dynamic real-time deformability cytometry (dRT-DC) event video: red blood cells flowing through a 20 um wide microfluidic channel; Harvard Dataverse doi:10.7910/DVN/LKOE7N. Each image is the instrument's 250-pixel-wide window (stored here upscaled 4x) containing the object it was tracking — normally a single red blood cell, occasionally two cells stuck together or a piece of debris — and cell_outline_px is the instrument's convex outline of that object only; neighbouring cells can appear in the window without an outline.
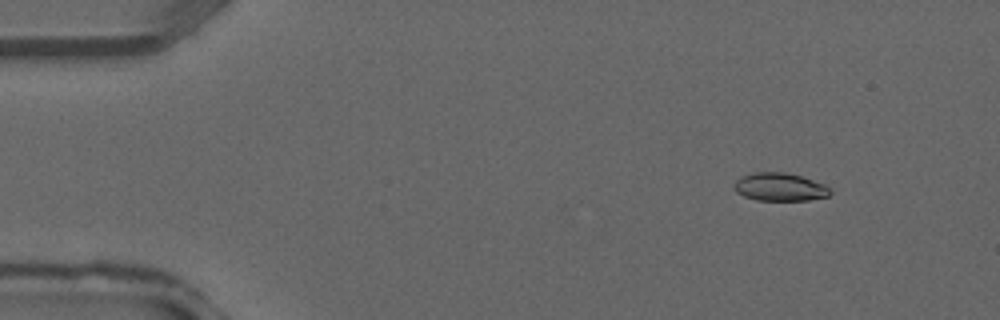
{"species": "common noctule bat (a hibernating species)", "species_latin": "Nyctalus noctula", "temperature_condition": "warm", "stored_images_in_passage": 35, "camera_frame_rate_fps": 3000, "um_per_image_px": 0.085, "animal": {"sex": "male", "forearm_length_mm": 52.5}, "frame": {"image": 1, "passage_image": 2, "time_ms": 0.333, "image_size_px": [1000, 320], "cell_outline_px": [[832, 192], [828, 196], [808, 200], [756, 200], [744, 196], [736, 192], [732, 188], [732, 184], [740, 176], [752, 172], [784, 172], [800, 176], [824, 184], [832, 188]], "centroid_in_image_um": [66.25, 15.89], "position_along_channel_um": 18.8, "area_um2": 15.9}}
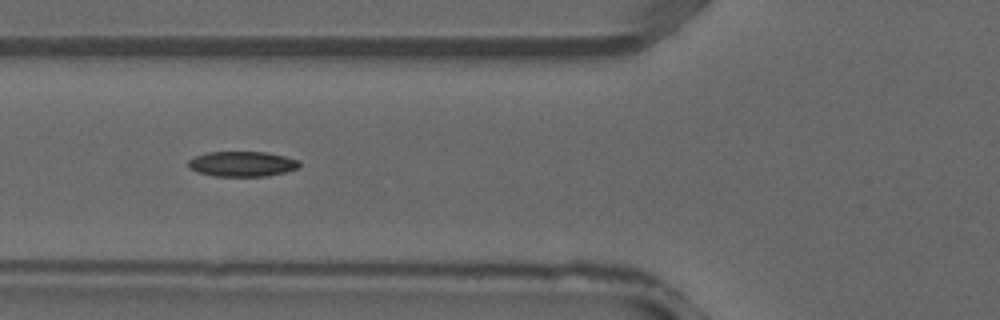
{"frame": {"image": 2, "passage_image": 12, "time_ms": 3.667, "image_size_px": [1000, 320], "cell_outline_px": [[300, 168], [284, 172], [264, 176], [216, 176], [196, 172], [188, 168], [188, 160], [196, 156], [208, 152], [268, 152], [300, 160]], "centroid_in_image_um": [20.59, 13.93], "position_along_channel_um": 105.2, "area_um2": 16.36}}
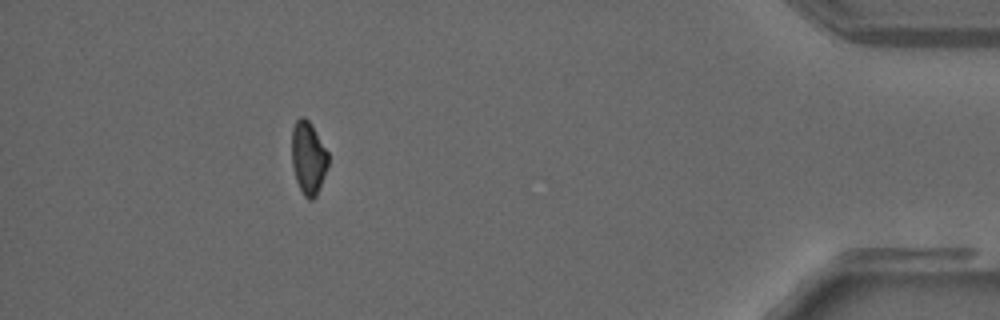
{"frame": {"image": 3, "passage_image": 32, "time_ms": 10.333, "image_size_px": [1000, 320], "cell_outline_px": [[328, 164], [324, 176], [316, 196], [312, 200], [308, 200], [304, 196], [296, 180], [292, 164], [292, 128], [296, 120], [300, 116], [304, 116], [312, 124], [328, 152]], "centroid_in_image_um": [26.2, 13.39], "position_along_channel_um": 409.0, "area_um2": 15.49}}